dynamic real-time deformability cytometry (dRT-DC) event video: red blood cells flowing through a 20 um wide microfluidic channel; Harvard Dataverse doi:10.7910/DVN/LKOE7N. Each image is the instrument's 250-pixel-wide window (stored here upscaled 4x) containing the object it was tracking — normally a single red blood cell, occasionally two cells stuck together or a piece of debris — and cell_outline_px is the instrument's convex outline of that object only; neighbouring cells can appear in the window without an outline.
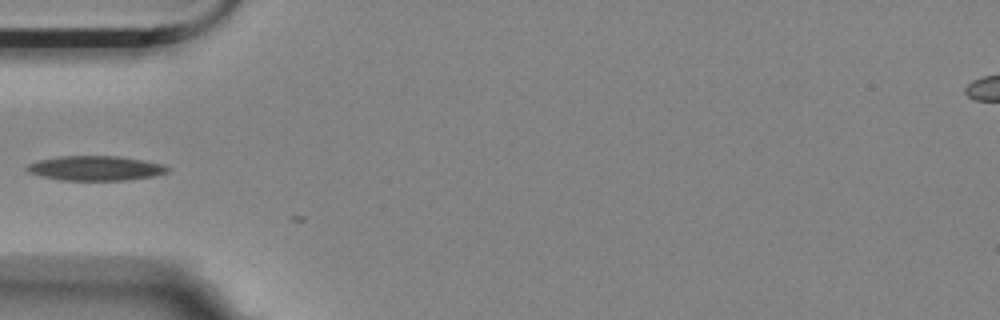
{"species": "Egyptian fruit bat (a non-hibernating species)", "species_latin": "Rousettus aegyptiacus", "temperature_condition": "room temperature", "stored_images_in_passage": 3, "camera_frame_rate_fps": 3000, "um_per_image_px": 0.085, "animal": {"sex": "female"}, "frame": {"image": 1, "passage_image": 2, "time_ms": 0.333, "image_size_px": [1000, 320], "cell_outline_px": [[172, 168], [168, 172], [152, 176], [128, 180], [60, 180], [40, 176], [28, 172], [24, 168], [28, 164], [36, 160], [56, 156], [120, 156], [144, 160], [160, 164]], "centroid_in_image_um": [8.07, 14.29], "position_along_channel_um": 76.9, "area_um2": 20.4}}